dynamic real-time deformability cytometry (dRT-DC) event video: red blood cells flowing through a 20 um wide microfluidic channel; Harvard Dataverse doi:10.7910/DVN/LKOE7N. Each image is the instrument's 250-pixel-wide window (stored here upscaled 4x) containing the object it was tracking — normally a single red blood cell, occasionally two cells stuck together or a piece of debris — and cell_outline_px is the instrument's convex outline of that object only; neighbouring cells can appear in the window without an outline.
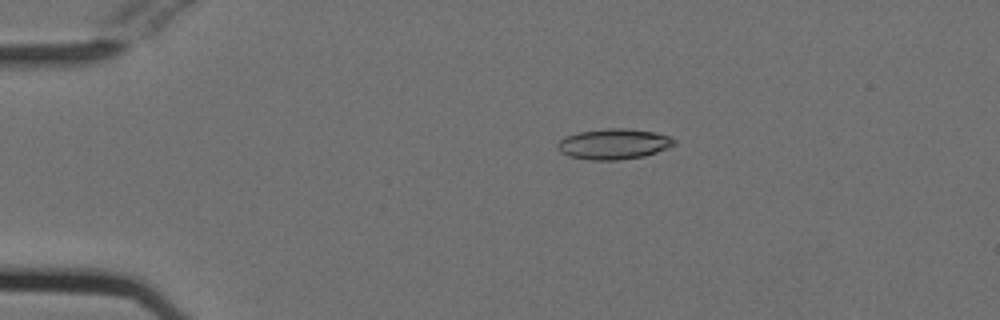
{"species": "Egyptian fruit bat (a non-hibernating species)", "species_latin": "Rousettus aegyptiacus", "temperature_condition": "cold", "stored_images_in_passage": 44, "camera_frame_rate_fps": 3000, "um_per_image_px": 0.085, "animal": {"sex": "female"}, "frame": {"image": 1, "passage_image": 1, "time_ms": 0.0, "image_size_px": [1000, 320], "cell_outline_px": [[676, 144], [656, 152], [644, 156], [620, 160], [588, 160], [568, 156], [560, 152], [556, 148], [556, 144], [564, 136], [576, 132], [608, 128], [628, 128], [656, 132], [668, 136], [676, 140]], "centroid_in_image_um": [52.12, 12.23], "position_along_channel_um": 32.9, "area_um2": 21.04}}
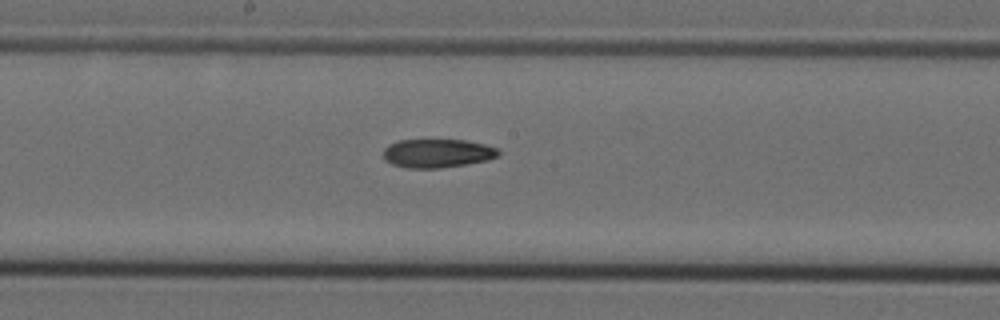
{"frame": {"image": 2, "passage_image": 19, "time_ms": 6.0, "image_size_px": [1000, 320], "cell_outline_px": [[500, 152], [496, 156], [488, 160], [440, 168], [408, 168], [392, 164], [384, 160], [384, 148], [388, 144], [400, 140], [464, 140], [484, 144], [500, 148]], "centroid_in_image_um": [37.17, 13.02], "position_along_channel_um": 211.0, "area_um2": 19.19}}
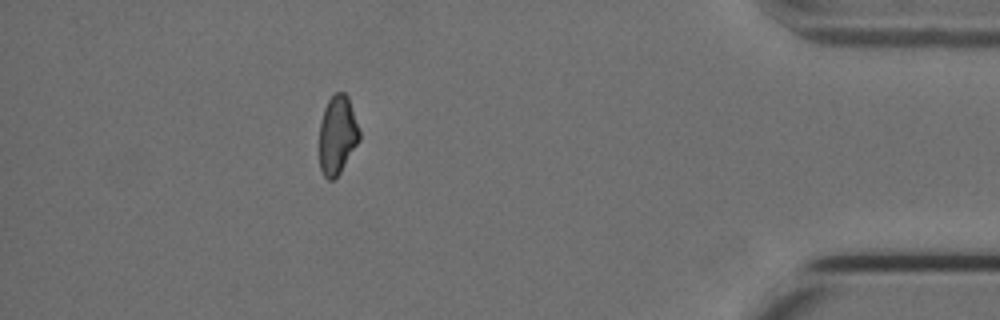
{"frame": {"image": 3, "passage_image": 38, "time_ms": 12.333, "image_size_px": [1000, 320], "cell_outline_px": [[360, 140], [340, 172], [332, 180], [328, 180], [324, 176], [320, 168], [320, 124], [324, 108], [328, 100], [336, 92], [344, 92], [348, 96], [360, 132]], "centroid_in_image_um": [28.68, 11.46], "position_along_channel_um": 406.5, "area_um2": 18.21}}